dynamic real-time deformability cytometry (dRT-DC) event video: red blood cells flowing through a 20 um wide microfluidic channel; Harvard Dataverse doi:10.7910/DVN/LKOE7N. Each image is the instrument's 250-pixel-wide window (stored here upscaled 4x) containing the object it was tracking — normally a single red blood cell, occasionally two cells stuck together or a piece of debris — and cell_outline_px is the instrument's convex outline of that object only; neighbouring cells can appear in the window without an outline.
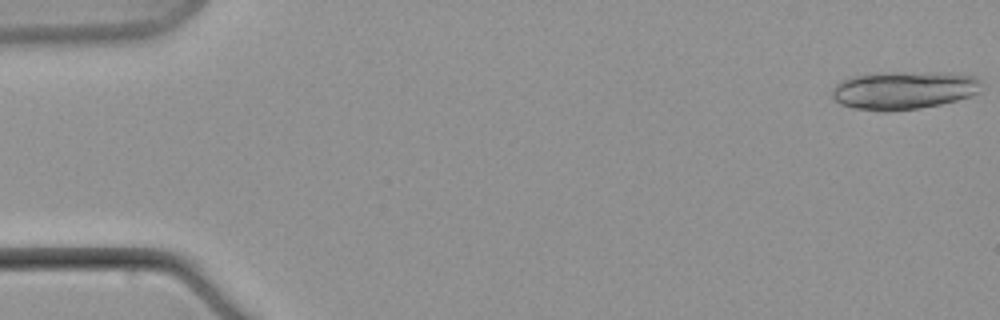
{"species": "common noctule bat (a hibernating species)", "species_latin": "Nyctalus noctula", "temperature_condition": "warm", "stored_images_in_passage": 9, "camera_frame_rate_fps": 3000, "um_per_image_px": 0.085, "animal": {"sex": "male", "body_mass_g": 21.5, "forearm_length_mm": 52.0}, "frame": {"image": 1, "passage_image": 1, "time_ms": 0.0, "image_size_px": [1000, 320], "cell_outline_px": [[984, 84], [980, 92], [956, 100], [940, 104], [916, 108], [884, 112], [880, 112], [852, 108], [840, 104], [832, 96], [832, 88], [840, 80], [852, 76], [880, 72], [944, 72], [976, 76]], "centroid_in_image_um": [76.81, 7.65], "position_along_channel_um": 8.2, "area_um2": 33.64}}
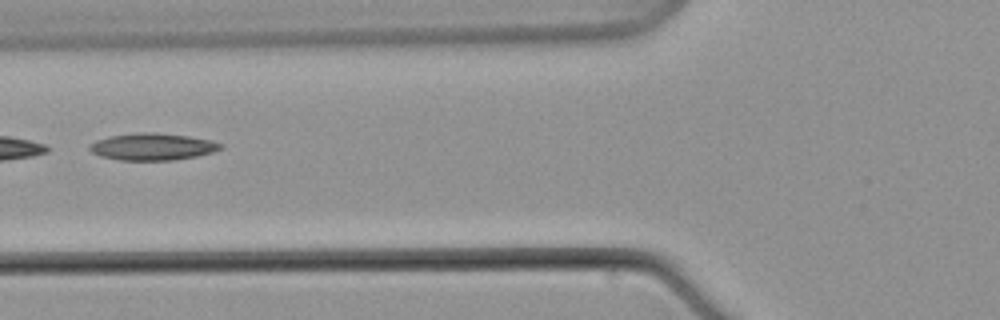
{"frame": {"image": 2, "passage_image": 9, "time_ms": 9.667, "image_size_px": [1000, 320], "cell_outline_px": [[224, 148], [212, 152], [196, 156], [172, 160], [120, 160], [100, 156], [92, 152], [88, 148], [88, 144], [96, 140], [108, 136], [136, 132], [156, 132], [188, 136], [212, 140], [224, 144]], "centroid_in_image_um": [12.95, 12.46], "position_along_channel_um": 112.8, "area_um2": 20.81}}